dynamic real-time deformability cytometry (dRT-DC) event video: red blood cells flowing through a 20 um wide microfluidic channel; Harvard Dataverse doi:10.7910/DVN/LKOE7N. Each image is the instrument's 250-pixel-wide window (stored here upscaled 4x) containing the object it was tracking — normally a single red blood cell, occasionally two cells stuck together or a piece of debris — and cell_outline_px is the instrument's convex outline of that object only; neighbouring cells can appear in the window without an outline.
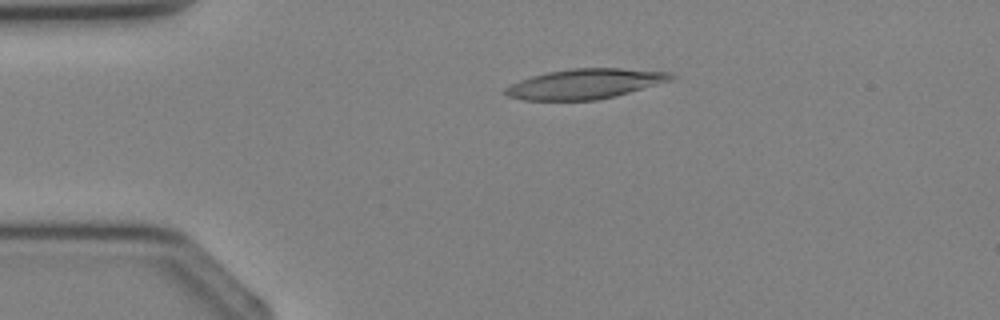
{"species": "Egyptian fruit bat (a non-hibernating species)", "species_latin": "Rousettus aegyptiacus", "temperature_condition": "cold", "stored_images_in_passage": 3, "camera_frame_rate_fps": 3000, "um_per_image_px": 0.085, "animal": {"sex": "female"}, "frame": {"image": 1, "passage_image": 2, "time_ms": 1.0, "image_size_px": [1000, 320], "cell_outline_px": [[676, 76], [672, 80], [616, 96], [596, 100], [524, 100], [508, 96], [500, 92], [504, 88], [520, 80], [532, 76], [548, 72], [572, 68], [620, 68], [672, 72]], "centroid_in_image_um": [49.73, 7.13], "position_along_channel_um": 35.3, "area_um2": 29.02}}
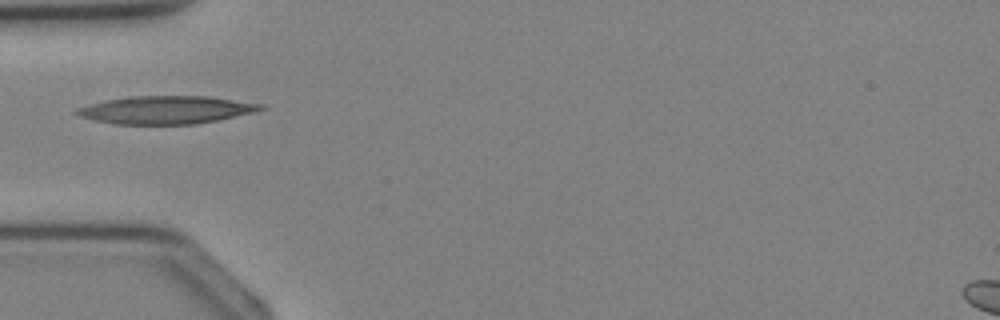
{"frame": {"image": 2, "passage_image": 3, "time_ms": 2.333, "image_size_px": [1000, 320], "cell_outline_px": [[268, 108], [252, 112], [216, 120], [196, 124], [112, 124], [92, 120], [80, 116], [76, 112], [76, 108], [88, 104], [104, 100], [128, 96], [208, 96], [260, 104]], "centroid_in_image_um": [14.04, 9.34], "position_along_channel_um": 71.0, "area_um2": 29.77}}